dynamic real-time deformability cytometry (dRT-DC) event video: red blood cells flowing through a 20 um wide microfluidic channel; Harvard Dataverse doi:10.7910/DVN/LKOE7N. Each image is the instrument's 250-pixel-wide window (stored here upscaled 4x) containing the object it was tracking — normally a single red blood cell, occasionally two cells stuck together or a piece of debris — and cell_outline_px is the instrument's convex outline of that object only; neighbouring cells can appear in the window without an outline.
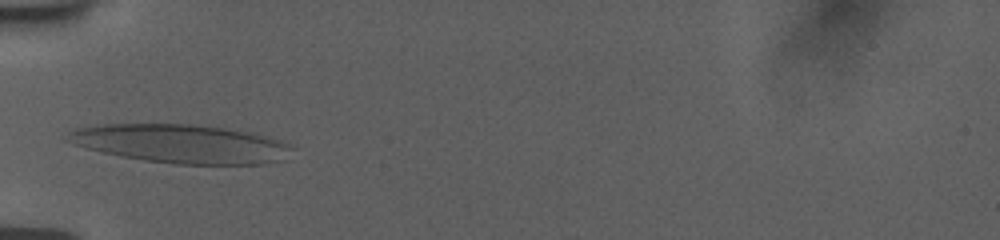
{"species": "human", "species_latin": "Homo sapiens", "temperature_condition": "room temperature", "stored_images_in_passage": 37, "camera_frame_rate_fps": 3000, "um_per_image_px": 0.085, "donor": {"sex": "female"}, "frame": {"image": 1, "passage_image": 1, "time_ms": 0.0, "image_size_px": [1000, 240], "cell_outline_px": [[296, 144], [292, 160], [268, 164], [176, 164], [144, 160], [120, 156], [100, 152], [84, 148], [72, 144], [64, 140], [60, 136], [76, 128], [104, 124], [188, 124], [224, 128], [248, 132]], "centroid_in_image_um": [15.45, 12.23], "position_along_channel_um": 69.6, "area_um2": 51.62}}
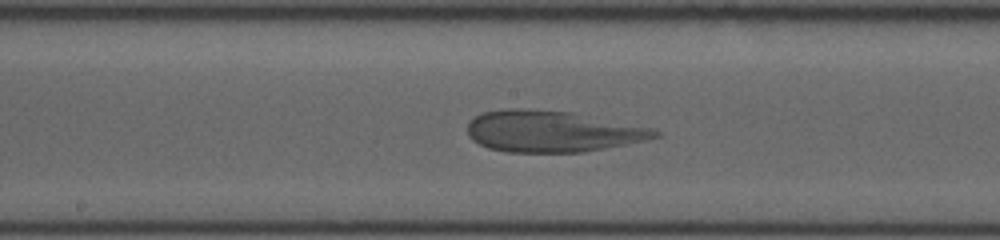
{"frame": {"image": 2, "passage_image": 12, "time_ms": 3.667, "image_size_px": [1000, 240], "cell_outline_px": [[660, 136], [644, 140], [584, 152], [508, 152], [488, 148], [472, 140], [468, 136], [468, 120], [484, 112], [508, 108], [528, 108], [572, 112], [652, 128], [660, 132]], "centroid_in_image_um": [46.88, 11.16], "position_along_channel_um": 201.3, "area_um2": 45.08}}
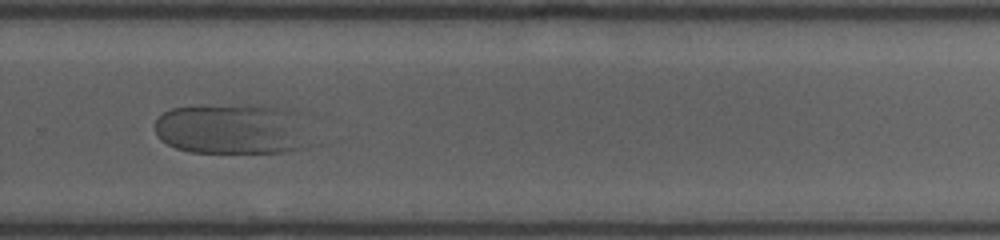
{"frame": {"image": 3, "passage_image": 21, "time_ms": 6.667, "image_size_px": [1000, 240], "cell_outline_px": [[308, 148], [288, 152], [192, 152], [176, 148], [160, 140], [156, 136], [156, 120], [164, 112], [172, 108], [252, 104], [292, 108], [300, 112], [308, 144]], "centroid_in_image_um": [19.8, 10.96], "position_along_channel_um": 310.0, "area_um2": 46.36}}